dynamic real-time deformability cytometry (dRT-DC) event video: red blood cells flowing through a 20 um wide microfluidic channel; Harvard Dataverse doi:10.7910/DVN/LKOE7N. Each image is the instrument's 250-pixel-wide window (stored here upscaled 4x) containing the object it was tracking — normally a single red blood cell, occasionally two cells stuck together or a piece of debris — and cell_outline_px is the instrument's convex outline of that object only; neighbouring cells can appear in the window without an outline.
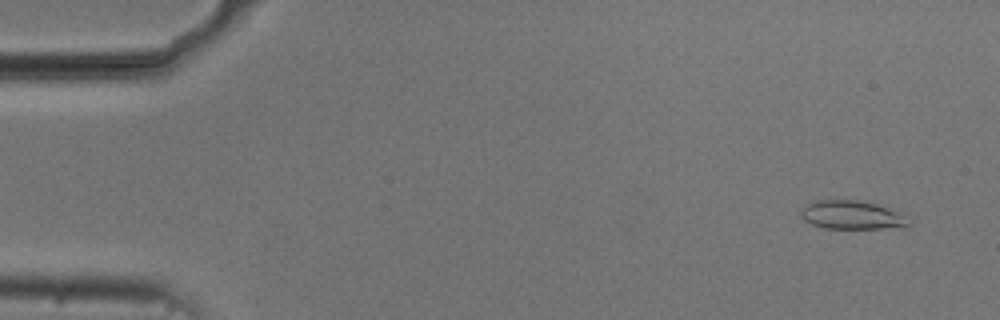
{"species": "common noctule bat (a hibernating species)", "species_latin": "Nyctalus noctula", "temperature_condition": "cold", "stored_images_in_passage": 51, "camera_frame_rate_fps": 3000, "um_per_image_px": 0.085, "animal": {"sex": "male", "body_mass_g": 20.5, "forearm_length_mm": 52.5}, "frame": {"image": 1, "passage_image": 1, "time_ms": 0.0, "image_size_px": [1000, 320], "cell_outline_px": [[912, 228], [824, 228], [812, 224], [804, 220], [800, 216], [800, 212], [808, 204], [816, 200], [860, 200], [876, 204], [896, 212], [912, 224]], "centroid_in_image_um": [72.41, 18.29], "position_along_channel_um": 12.6, "area_um2": 17.8}}
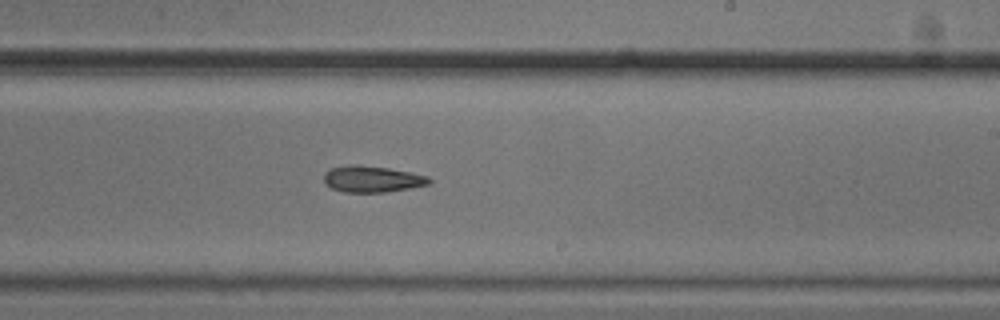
{"frame": {"image": 2, "passage_image": 30, "time_ms": 9.667, "image_size_px": [1000, 320], "cell_outline_px": [[432, 184], [384, 192], [344, 192], [332, 188], [324, 184], [324, 172], [332, 168], [348, 164], [356, 164], [388, 168], [428, 176], [432, 180]], "centroid_in_image_um": [31.61, 15.21], "position_along_channel_um": 257.4, "area_um2": 16.18}}
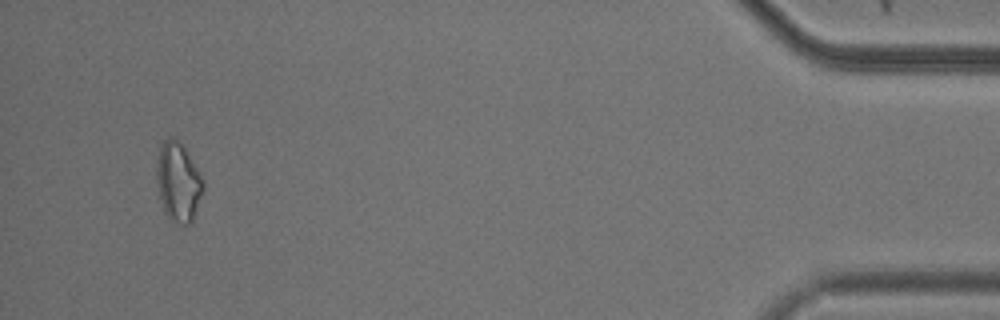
{"frame": {"image": 3, "passage_image": 49, "time_ms": 16.0, "image_size_px": [1000, 320], "cell_outline_px": [[204, 188], [192, 224], [184, 224], [168, 216], [164, 212], [160, 200], [156, 184], [156, 168], [160, 144], [164, 140], [172, 136], [184, 148], [204, 180]], "centroid_in_image_um": [15.14, 15.47], "position_along_channel_um": 420.1, "area_um2": 21.33}}